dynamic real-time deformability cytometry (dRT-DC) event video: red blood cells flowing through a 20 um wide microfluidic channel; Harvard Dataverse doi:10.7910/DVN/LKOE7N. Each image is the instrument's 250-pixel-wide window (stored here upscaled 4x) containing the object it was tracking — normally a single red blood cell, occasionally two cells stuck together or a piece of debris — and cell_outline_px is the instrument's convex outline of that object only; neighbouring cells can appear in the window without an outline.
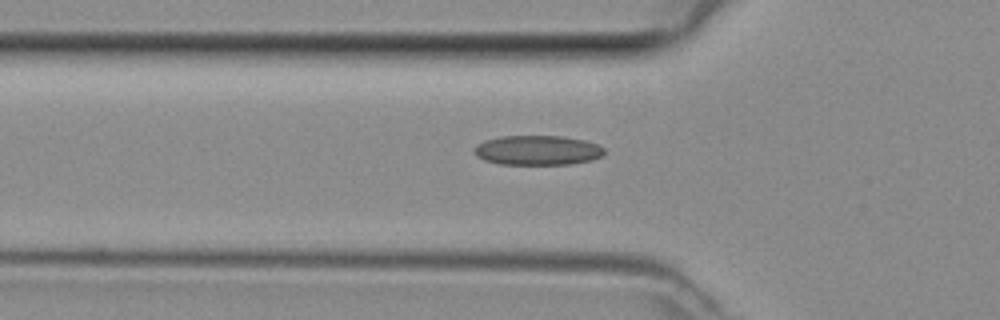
{"species": "common noctule bat (a hibernating species)", "species_latin": "Nyctalus noctula", "temperature_condition": "room temperature", "stored_images_in_passage": 5, "segment_of_instrument_passage": [2, 2], "camera_frame_rate_fps": 3000, "um_per_image_px": 0.085, "animal": {"sex": "female", "body_mass_g": 29.2, "forearm_length_mm": 56.3}, "frame": {"image": 1, "passage_image": 5, "time_ms": 1.333, "image_size_px": [1000, 320], "cell_outline_px": [[604, 152], [600, 156], [592, 160], [568, 164], [500, 164], [484, 160], [476, 156], [472, 152], [472, 148], [476, 144], [484, 140], [500, 136], [560, 136], [584, 140], [596, 144], [604, 148]], "centroid_in_image_um": [45.61, 12.77], "position_along_channel_um": 80.2, "area_um2": 22.54}}